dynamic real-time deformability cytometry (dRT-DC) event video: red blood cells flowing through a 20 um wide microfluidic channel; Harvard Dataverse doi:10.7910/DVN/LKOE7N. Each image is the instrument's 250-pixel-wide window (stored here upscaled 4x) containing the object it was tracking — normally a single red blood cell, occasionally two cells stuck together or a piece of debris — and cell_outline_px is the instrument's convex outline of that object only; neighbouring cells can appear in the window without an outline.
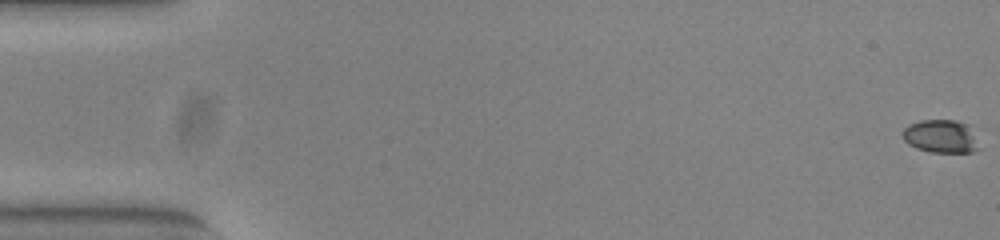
{"species": "common noctule bat (a hibernating species)", "species_latin": "Nyctalus noctula", "temperature_condition": "warm", "stored_images_in_passage": 54, "camera_frame_rate_fps": 3000, "um_per_image_px": 0.085, "animal": {"sex": "female", "body_mass_g": 23.0, "forearm_length_mm": 53.4}, "frame": {"image": 1, "passage_image": 1, "time_ms": 0.0, "image_size_px": [1000, 240], "cell_outline_px": [[984, 148], [976, 152], [932, 152], [916, 148], [908, 144], [904, 140], [904, 128], [908, 124], [920, 120], [956, 120], [968, 124]], "centroid_in_image_um": [80.07, 11.6], "position_along_channel_um": 4.9, "area_um2": 15.14}}
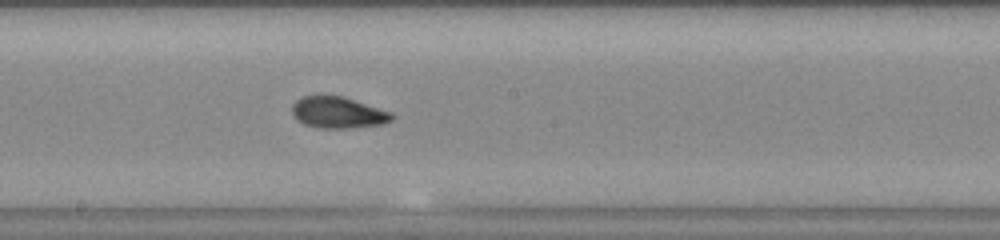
{"frame": {"image": 2, "passage_image": 30, "time_ms": 9.667, "image_size_px": [1000, 240], "cell_outline_px": [[396, 116], [392, 120], [384, 124], [348, 128], [320, 128], [304, 124], [296, 120], [292, 112], [292, 104], [296, 100], [304, 96], [344, 96], [392, 112]], "centroid_in_image_um": [28.76, 9.57], "position_along_channel_um": 219.4, "area_um2": 18.38}}
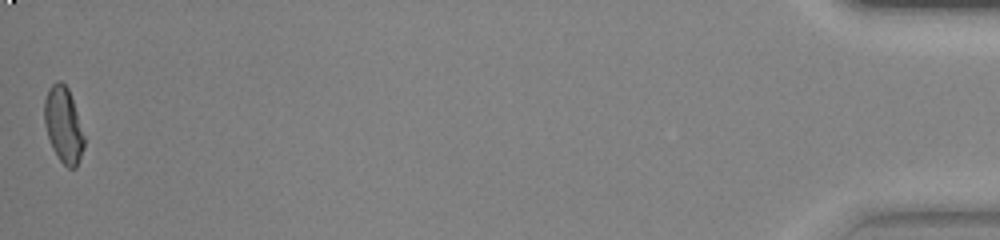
{"frame": {"image": 3, "passage_image": 54, "time_ms": 17.667, "image_size_px": [1000, 240], "cell_outline_px": [[84, 148], [76, 168], [68, 168], [60, 160], [52, 148], [44, 124], [44, 100], [48, 88], [56, 80], [60, 80], [68, 88], [84, 136]], "centroid_in_image_um": [5.37, 10.61], "position_along_channel_um": 429.8, "area_um2": 17.4}, "authors_computed_cell_mechanics": {"area_um2": 17.4845, "velocity_mm_per_s": 3.8794, "shape_relaxation_time_tau1_ms": 4.3537, "shape_relaxation_time_tau2_ms": 1.7915, "deformation_change_tau1": 0.1413, "deformation_change_tau2": 0.0645}}